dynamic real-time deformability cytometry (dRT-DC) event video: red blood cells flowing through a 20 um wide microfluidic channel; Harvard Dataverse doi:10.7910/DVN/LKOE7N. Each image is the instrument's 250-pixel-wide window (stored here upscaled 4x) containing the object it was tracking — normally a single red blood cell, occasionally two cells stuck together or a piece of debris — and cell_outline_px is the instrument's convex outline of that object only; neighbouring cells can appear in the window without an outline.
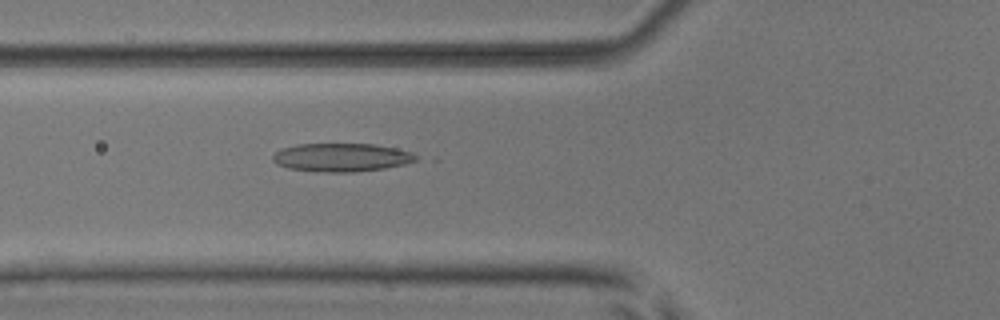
{"species": "common noctule bat (a hibernating species)", "species_latin": "Nyctalus noctula", "temperature_condition": "room temperature", "stored_images_in_passage": 5, "camera_frame_rate_fps": 3000, "um_per_image_px": 0.085, "animal": {"sex": "male", "body_mass_g": 17.9, "forearm_length_mm": 54.2}, "frame": {"image": 1, "passage_image": 5, "time_ms": 5.333, "image_size_px": [1000, 320], "cell_outline_px": [[416, 160], [404, 164], [384, 168], [352, 172], [328, 172], [288, 168], [276, 164], [272, 160], [272, 156], [280, 148], [296, 144], [376, 144], [396, 148], [412, 152], [416, 156]], "centroid_in_image_um": [28.99, 13.37], "position_along_channel_um": 96.8, "area_um2": 23.58}}